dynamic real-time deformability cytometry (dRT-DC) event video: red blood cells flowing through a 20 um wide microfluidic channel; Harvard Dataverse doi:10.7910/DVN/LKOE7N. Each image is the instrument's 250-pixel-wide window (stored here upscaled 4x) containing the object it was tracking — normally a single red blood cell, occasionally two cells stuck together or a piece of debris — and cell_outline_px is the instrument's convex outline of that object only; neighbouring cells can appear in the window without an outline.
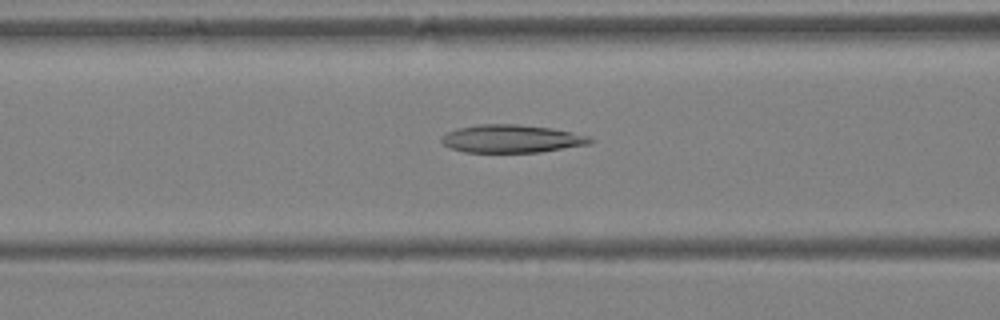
{"species": "Egyptian fruit bat (a non-hibernating species)", "species_latin": "Rousettus aegyptiacus", "temperature_condition": "warm", "stored_images_in_passage": 37, "camera_frame_rate_fps": 3000, "um_per_image_px": 0.085, "animal": {"sex": "female"}, "frame": {"image": 1, "passage_image": 13, "time_ms": 4.0, "image_size_px": [1000, 320], "cell_outline_px": [[596, 140], [592, 144], [540, 152], [464, 152], [452, 148], [444, 144], [440, 140], [448, 132], [456, 128], [480, 124], [516, 124], [552, 128], [572, 132], [588, 136]], "centroid_in_image_um": [43.54, 11.79], "position_along_channel_um": 123.1, "area_um2": 24.22}}
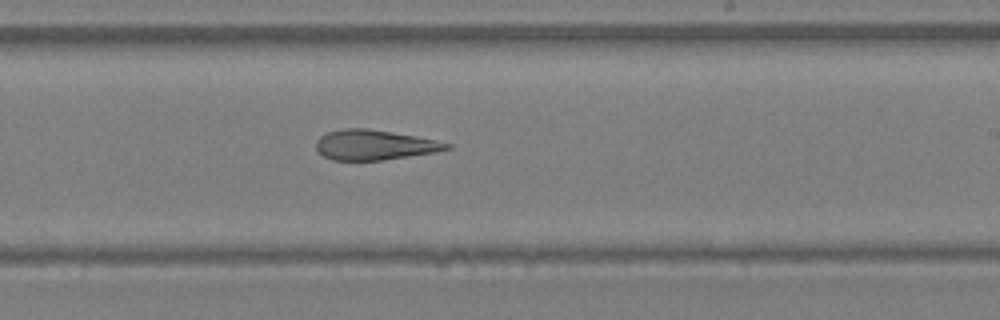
{"frame": {"image": 2, "passage_image": 21, "time_ms": 6.667, "image_size_px": [1000, 320], "cell_outline_px": [[452, 148], [436, 152], [380, 160], [332, 160], [324, 156], [316, 148], [316, 140], [320, 136], [328, 132], [344, 128], [368, 128], [416, 136], [452, 144]], "centroid_in_image_um": [31.82, 12.31], "position_along_channel_um": 257.2, "area_um2": 22.72}}
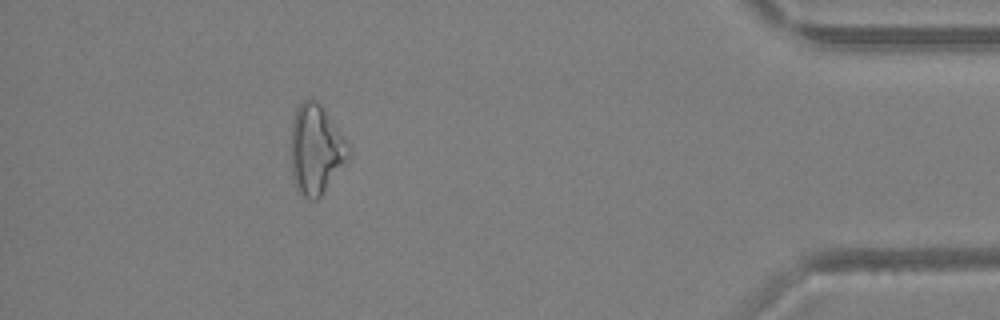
{"frame": {"image": 3, "passage_image": 33, "time_ms": 10.667, "image_size_px": [1000, 320], "cell_outline_px": [[352, 148], [348, 156], [320, 196], [316, 200], [312, 200], [304, 196], [296, 188], [292, 172], [292, 120], [296, 108], [304, 100], [312, 96], [320, 104], [352, 144]], "centroid_in_image_um": [26.87, 12.63], "position_along_channel_um": 408.3, "area_um2": 29.82}}